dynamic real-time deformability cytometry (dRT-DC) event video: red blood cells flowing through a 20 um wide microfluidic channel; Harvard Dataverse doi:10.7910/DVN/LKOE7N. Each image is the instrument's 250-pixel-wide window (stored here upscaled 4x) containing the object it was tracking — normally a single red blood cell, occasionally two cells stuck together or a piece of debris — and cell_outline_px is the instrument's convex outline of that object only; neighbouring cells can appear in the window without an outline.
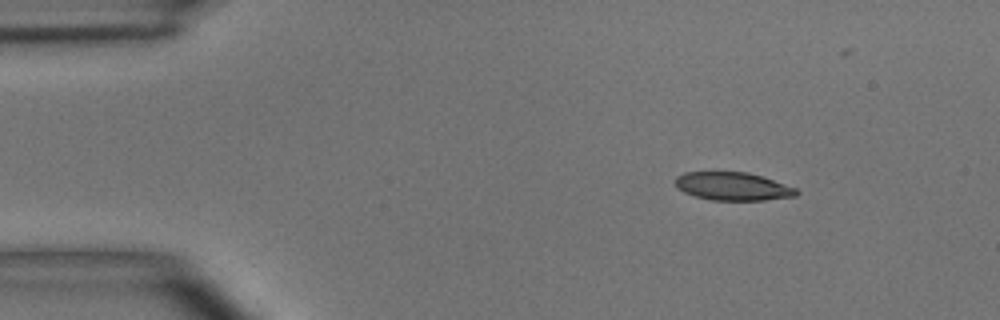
{"species": "common noctule bat (a hibernating species)", "species_latin": "Nyctalus noctula", "temperature_condition": "room temperature", "stored_images_in_passage": 3, "camera_frame_rate_fps": 3000, "um_per_image_px": 0.085, "animal": {"sex": "male", "body_mass_g": 15.6}, "frame": {"image": 1, "passage_image": 1, "time_ms": 0.0, "image_size_px": [1000, 320], "cell_outline_px": [[800, 192], [796, 196], [764, 200], [712, 200], [696, 196], [684, 192], [676, 188], [676, 176], [684, 172], [748, 172], [796, 188]], "centroid_in_image_um": [62.27, 15.84], "position_along_channel_um": 22.7, "area_um2": 19.71}}